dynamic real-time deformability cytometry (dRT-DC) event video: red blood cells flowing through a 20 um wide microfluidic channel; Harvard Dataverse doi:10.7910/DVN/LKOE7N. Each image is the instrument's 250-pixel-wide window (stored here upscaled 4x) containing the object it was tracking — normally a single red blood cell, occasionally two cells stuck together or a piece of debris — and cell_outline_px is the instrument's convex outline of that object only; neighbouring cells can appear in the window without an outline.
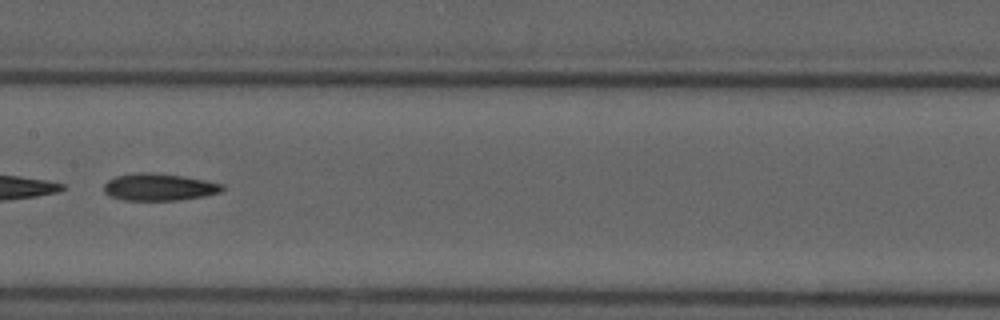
{"species": "common noctule bat (a hibernating species)", "species_latin": "Nyctalus noctula", "temperature_condition": "cold", "stored_images_in_passage": 9, "camera_frame_rate_fps": 3000, "um_per_image_px": 0.085, "animal": {"sex": "male", "forearm_length_mm": 52.5}, "frame": {"image": 1, "passage_image": 9, "time_ms": 9.0, "image_size_px": [1000, 320], "cell_outline_px": [[224, 188], [220, 192], [204, 196], [176, 200], [124, 200], [108, 196], [104, 192], [104, 184], [108, 180], [116, 176], [136, 172], [156, 172], [184, 176], [224, 184]], "centroid_in_image_um": [13.49, 15.89], "position_along_channel_um": 193.9, "area_um2": 18.84}}